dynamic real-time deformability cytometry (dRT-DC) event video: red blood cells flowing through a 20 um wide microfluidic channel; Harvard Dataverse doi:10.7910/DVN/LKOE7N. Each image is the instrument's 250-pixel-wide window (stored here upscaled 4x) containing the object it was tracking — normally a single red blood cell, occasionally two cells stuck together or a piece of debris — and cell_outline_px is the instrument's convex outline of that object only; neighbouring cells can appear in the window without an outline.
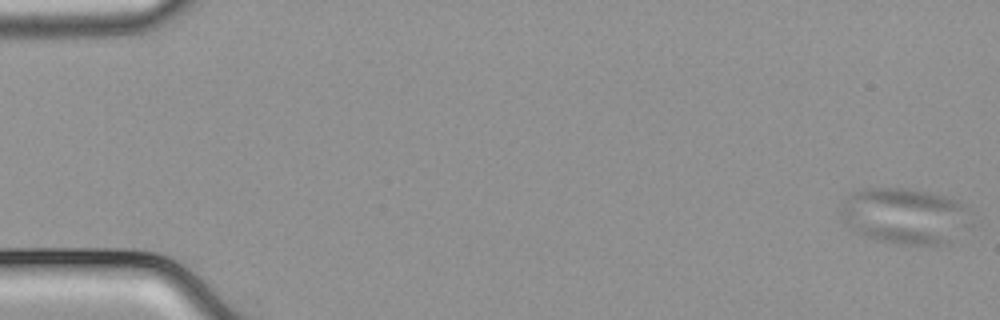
{"species": "common noctule bat (a hibernating species)", "species_latin": "Nyctalus noctula", "temperature_condition": "cold", "stored_images_in_passage": 55, "camera_frame_rate_fps": 3000, "um_per_image_px": 0.085, "animal": {"sex": "male", "body_mass_g": 21.5, "forearm_length_mm": 52.0}, "frame": {"image": 1, "passage_image": 1, "time_ms": 0.0, "image_size_px": [1000, 320], "cell_outline_px": [[972, 228], [948, 244], [904, 244], [880, 240], [864, 236], [856, 232], [844, 220], [840, 212], [852, 192], [864, 188], [908, 188], [928, 192], [960, 200], [968, 208], [972, 224]], "centroid_in_image_um": [77.04, 18.36], "position_along_channel_um": 8.0, "area_um2": 42.77}}
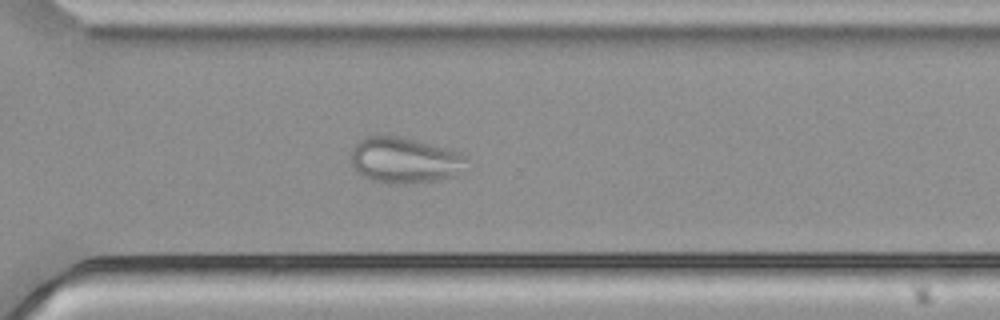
{"frame": {"image": 2, "passage_image": 40, "time_ms": 13.0, "image_size_px": [1000, 320], "cell_outline_px": [[464, 160], [452, 176], [436, 180], [396, 184], [372, 180], [360, 176], [352, 164], [352, 152], [356, 144], [364, 136], [400, 136], [432, 144], [460, 152], [464, 156]], "centroid_in_image_um": [34.29, 13.6], "position_along_channel_um": 336.3, "area_um2": 30.06}}
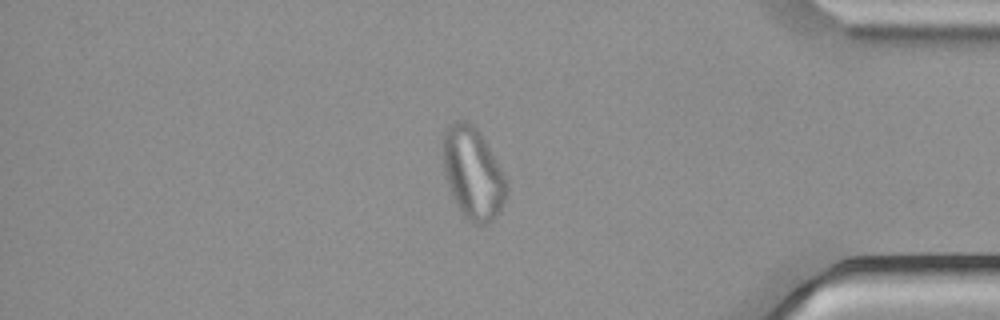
{"frame": {"image": 3, "passage_image": 47, "time_ms": 15.333, "image_size_px": [1000, 320], "cell_outline_px": [[508, 192], [504, 204], [500, 212], [488, 224], [472, 224], [464, 216], [456, 204], [448, 188], [444, 176], [444, 128], [456, 120], [464, 120], [472, 124], [480, 132], [504, 172], [508, 180]], "centroid_in_image_um": [40.23, 14.75], "position_along_channel_um": 395.0, "area_um2": 34.39}}